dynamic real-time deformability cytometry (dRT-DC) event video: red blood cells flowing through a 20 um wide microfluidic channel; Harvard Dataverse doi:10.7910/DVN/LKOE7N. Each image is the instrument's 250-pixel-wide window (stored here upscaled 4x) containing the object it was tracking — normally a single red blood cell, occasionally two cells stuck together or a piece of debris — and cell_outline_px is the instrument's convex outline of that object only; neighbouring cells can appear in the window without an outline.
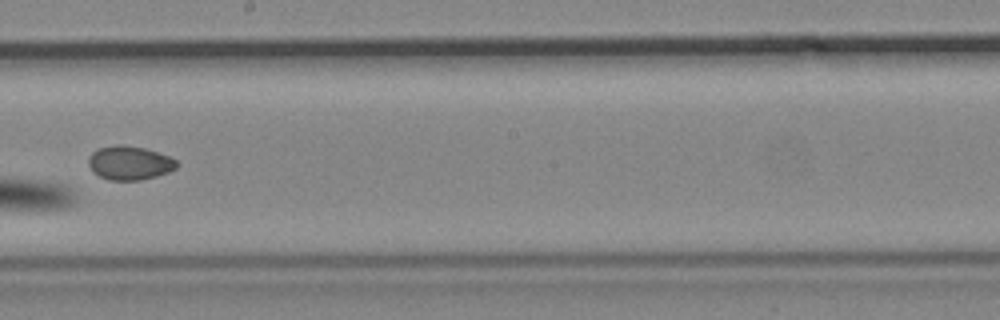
{"species": "common noctule bat (a hibernating species)", "species_latin": "Nyctalus noctula", "temperature_condition": "cold", "stored_images_in_passage": 10, "camera_frame_rate_fps": 3000, "um_per_image_px": 0.085, "animal": {"sex": "male", "body_mass_g": 19.2, "forearm_length_mm": 51.8}, "frame": {"image": 1, "passage_image": 8, "time_ms": 8.333, "image_size_px": [1000, 320], "cell_outline_px": [[176, 168], [168, 172], [156, 176], [140, 180], [108, 180], [92, 172], [88, 164], [88, 156], [92, 152], [100, 148], [116, 144], [124, 144], [144, 148], [168, 156], [176, 160]], "centroid_in_image_um": [10.97, 13.84], "position_along_channel_um": 237.2, "area_um2": 17.4}}